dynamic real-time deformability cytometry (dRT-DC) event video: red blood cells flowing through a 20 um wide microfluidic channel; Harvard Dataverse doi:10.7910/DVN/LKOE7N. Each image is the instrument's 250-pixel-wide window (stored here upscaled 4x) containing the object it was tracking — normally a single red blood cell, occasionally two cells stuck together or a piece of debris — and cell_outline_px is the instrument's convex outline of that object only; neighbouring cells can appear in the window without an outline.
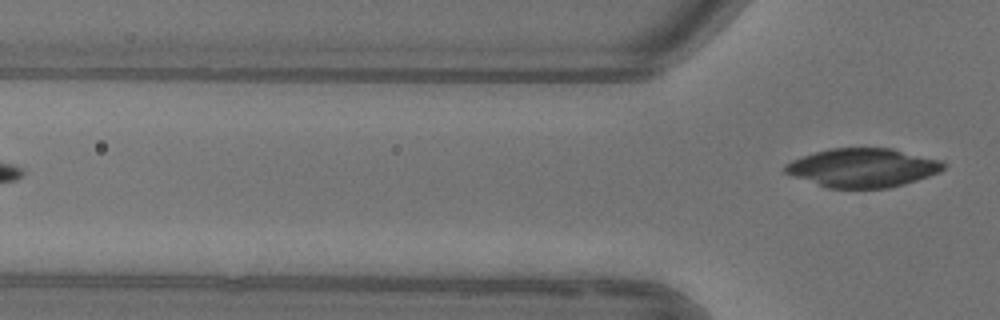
{"species": "common noctule bat (a hibernating species)", "species_latin": "Nyctalus noctula", "temperature_condition": "warm", "stored_images_in_passage": 2, "camera_frame_rate_fps": 3000, "um_per_image_px": 0.085, "animal": {"sex": "female"}, "frame": {"image": 1, "passage_image": 2, "time_ms": 1.333, "image_size_px": [1000, 320], "cell_outline_px": [[944, 168], [940, 172], [904, 184], [888, 188], [828, 188], [784, 172], [784, 164], [792, 160], [816, 152], [832, 148], [892, 148], [940, 160], [944, 164]], "centroid_in_image_um": [73.34, 14.26], "position_along_channel_um": 52.5, "area_um2": 35.43}}